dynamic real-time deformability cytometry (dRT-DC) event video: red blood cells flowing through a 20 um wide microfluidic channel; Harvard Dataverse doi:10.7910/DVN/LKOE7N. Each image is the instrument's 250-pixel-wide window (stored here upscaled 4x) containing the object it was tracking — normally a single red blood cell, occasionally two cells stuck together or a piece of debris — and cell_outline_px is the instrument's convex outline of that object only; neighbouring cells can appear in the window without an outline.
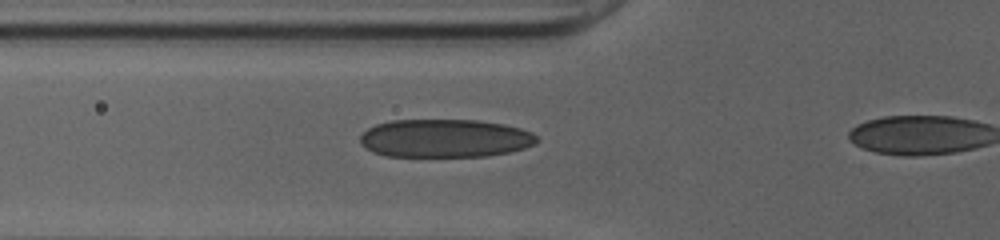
{"species": "human", "species_latin": "Homo sapiens", "temperature_condition": "cold", "stored_images_in_passage": 27, "camera_frame_rate_fps": 3000, "um_per_image_px": 0.085, "donor": {"sex": "female"}, "frame": {"image": 1, "passage_image": 2, "time_ms": 0.333, "image_size_px": [1000, 240], "cell_outline_px": [[536, 144], [512, 152], [488, 156], [388, 156], [372, 152], [360, 144], [360, 136], [368, 128], [376, 124], [392, 120], [476, 120], [504, 124], [520, 128], [532, 132], [536, 136]], "centroid_in_image_um": [37.82, 11.76], "position_along_channel_um": 88.0, "area_um2": 39.48}}
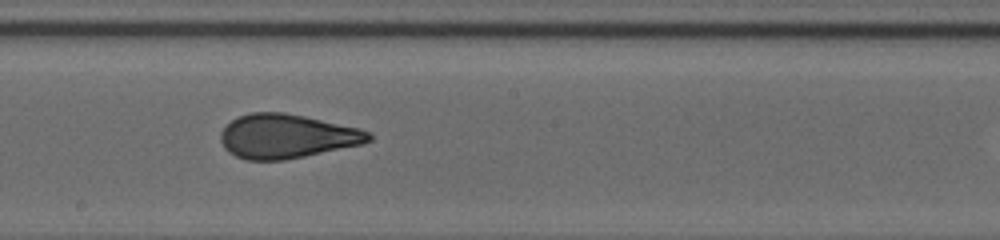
{"frame": {"image": 2, "passage_image": 12, "time_ms": 3.667, "image_size_px": [1000, 240], "cell_outline_px": [[372, 140], [364, 144], [284, 160], [248, 160], [236, 156], [228, 152], [224, 148], [220, 140], [220, 132], [232, 120], [240, 116], [252, 112], [284, 112], [304, 116], [360, 128], [368, 132], [372, 136]], "centroid_in_image_um": [24.38, 11.58], "position_along_channel_um": 223.8, "area_um2": 38.03}}
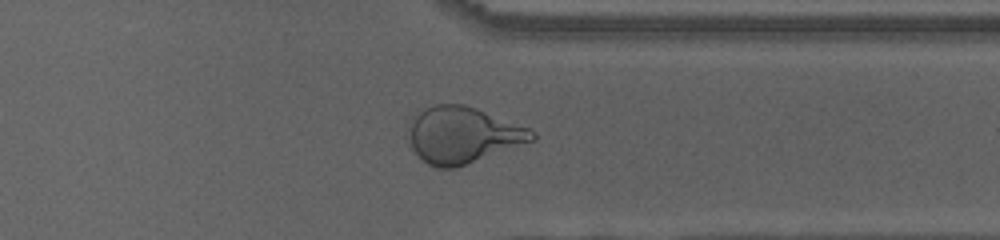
{"frame": {"image": 3, "passage_image": 23, "time_ms": 7.333, "image_size_px": [1000, 240], "cell_outline_px": [[536, 140], [456, 168], [436, 168], [428, 164], [408, 144], [404, 136], [408, 120], [416, 108], [436, 104], [464, 104], [476, 108], [528, 128], [536, 132]], "centroid_in_image_um": [39.22, 11.45], "position_along_channel_um": 372.2, "area_um2": 41.5}}